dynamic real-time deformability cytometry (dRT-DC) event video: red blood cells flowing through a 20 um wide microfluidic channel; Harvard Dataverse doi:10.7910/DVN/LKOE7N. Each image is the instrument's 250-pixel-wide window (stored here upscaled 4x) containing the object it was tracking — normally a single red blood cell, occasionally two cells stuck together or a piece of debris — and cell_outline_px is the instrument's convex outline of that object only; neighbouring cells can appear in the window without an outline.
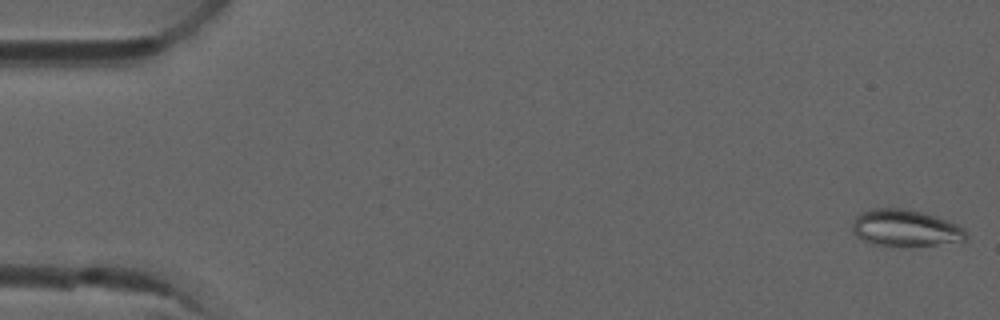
{"species": "common noctule bat (a hibernating species)", "species_latin": "Nyctalus noctula", "temperature_condition": "room temperature", "stored_images_in_passage": 7, "camera_frame_rate_fps": 3000, "um_per_image_px": 0.085, "animal": {"sex": "male", "forearm_length_mm": 52.5}, "frame": {"image": 1, "passage_image": 1, "time_ms": 0.0, "image_size_px": [1000, 320], "cell_outline_px": [[968, 236], [964, 240], [936, 244], [872, 244], [856, 236], [852, 232], [852, 224], [856, 216], [860, 212], [872, 208], [900, 208], [920, 212], [956, 224], [964, 228]], "centroid_in_image_um": [76.89, 19.35], "position_along_channel_um": 8.1, "area_um2": 23.52}}
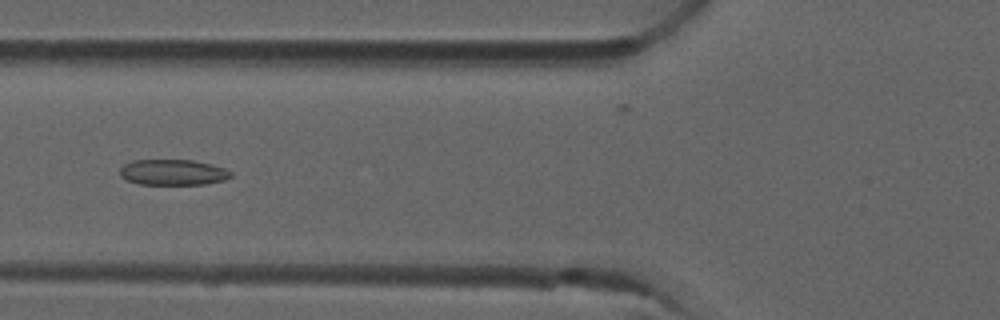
{"frame": {"image": 2, "passage_image": 6, "time_ms": 1.667, "image_size_px": [1000, 320], "cell_outline_px": [[232, 176], [224, 180], [204, 184], [140, 184], [128, 180], [120, 176], [120, 168], [124, 164], [132, 160], [192, 160], [212, 164], [224, 168], [232, 172]], "centroid_in_image_um": [14.7, 14.64], "position_along_channel_um": 111.1, "area_um2": 16.59}}